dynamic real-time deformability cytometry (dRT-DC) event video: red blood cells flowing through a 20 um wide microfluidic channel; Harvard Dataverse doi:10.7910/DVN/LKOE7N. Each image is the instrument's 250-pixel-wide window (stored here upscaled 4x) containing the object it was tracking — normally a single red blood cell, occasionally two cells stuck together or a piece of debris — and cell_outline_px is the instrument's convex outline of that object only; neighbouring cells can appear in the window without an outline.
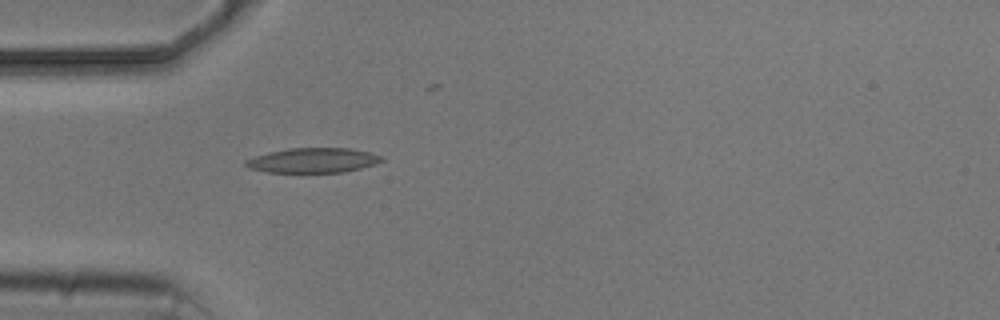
{"species": "common noctule bat (a hibernating species)", "species_latin": "Nyctalus noctula", "temperature_condition": "cold", "stored_images_in_passage": 5, "camera_frame_rate_fps": 3000, "um_per_image_px": 0.085, "animal": {"sex": "male", "body_mass_g": 20.5, "forearm_length_mm": 52.5}, "frame": {"image": 1, "passage_image": 1, "time_ms": 0.0, "image_size_px": [1000, 320], "cell_outline_px": [[384, 160], [376, 164], [344, 172], [268, 172], [248, 168], [244, 164], [244, 160], [268, 152], [288, 148], [348, 148], [368, 152], [380, 156]], "centroid_in_image_um": [26.57, 13.63], "position_along_channel_um": 58.4, "area_um2": 19.54}}